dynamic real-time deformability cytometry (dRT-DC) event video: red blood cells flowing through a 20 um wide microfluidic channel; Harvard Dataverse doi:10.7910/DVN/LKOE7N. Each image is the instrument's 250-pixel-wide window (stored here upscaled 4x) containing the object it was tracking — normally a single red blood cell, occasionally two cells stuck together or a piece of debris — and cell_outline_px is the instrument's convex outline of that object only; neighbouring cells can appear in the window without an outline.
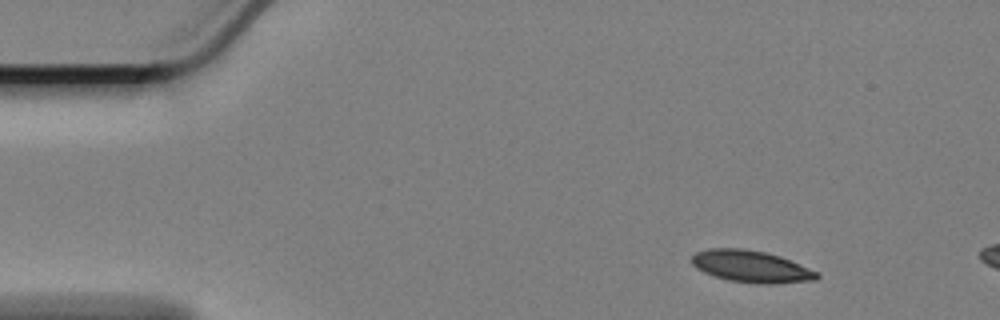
{"species": "Egyptian fruit bat (a non-hibernating species)", "species_latin": "Rousettus aegyptiacus", "temperature_condition": "cold", "stored_images_in_passage": 7, "camera_frame_rate_fps": 3000, "um_per_image_px": 0.085, "animal": {"sex": "female"}, "frame": {"image": 1, "passage_image": 1, "time_ms": 0.0, "image_size_px": [1000, 320], "cell_outline_px": [[820, 276], [816, 280], [776, 284], [756, 284], [728, 280], [704, 272], [696, 268], [692, 264], [692, 256], [696, 252], [708, 248], [744, 248], [764, 252], [780, 256], [816, 272]], "centroid_in_image_um": [63.82, 22.65], "position_along_channel_um": 21.2, "area_um2": 23.18}}